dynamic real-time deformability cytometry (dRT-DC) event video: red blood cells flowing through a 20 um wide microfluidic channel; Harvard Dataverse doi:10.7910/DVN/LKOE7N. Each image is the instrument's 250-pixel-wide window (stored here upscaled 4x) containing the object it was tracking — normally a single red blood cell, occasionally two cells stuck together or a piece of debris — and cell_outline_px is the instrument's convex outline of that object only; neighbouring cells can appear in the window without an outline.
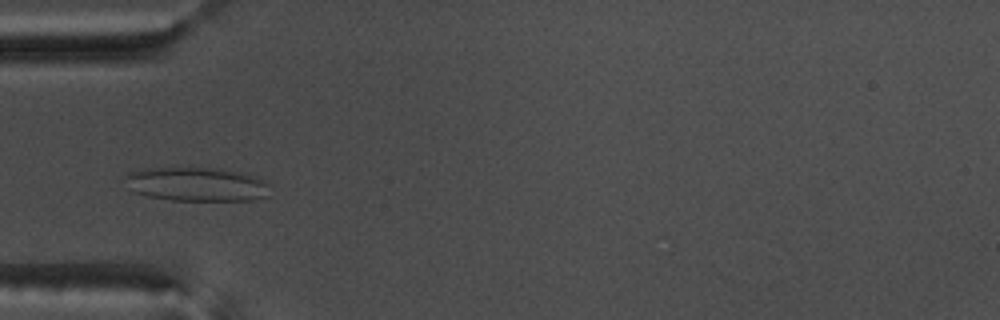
{"species": "common noctule bat (a hibernating species)", "species_latin": "Nyctalus noctula", "temperature_condition": "warm", "stored_images_in_passage": 51, "camera_frame_rate_fps": 3000, "um_per_image_px": 0.085, "animal": {"sex": "male", "body_mass_g": 17.5, "forearm_length_mm": 52.3}, "frame": {"image": 1, "passage_image": 14, "time_ms": 4.333, "image_size_px": [1000, 320], "cell_outline_px": [[272, 196], [256, 200], [172, 200], [148, 196], [132, 192], [128, 188], [124, 176], [128, 172], [144, 168], [220, 168], [240, 172], [256, 176], [272, 184]], "centroid_in_image_um": [16.79, 15.66], "position_along_channel_um": 68.2, "area_um2": 29.36}}
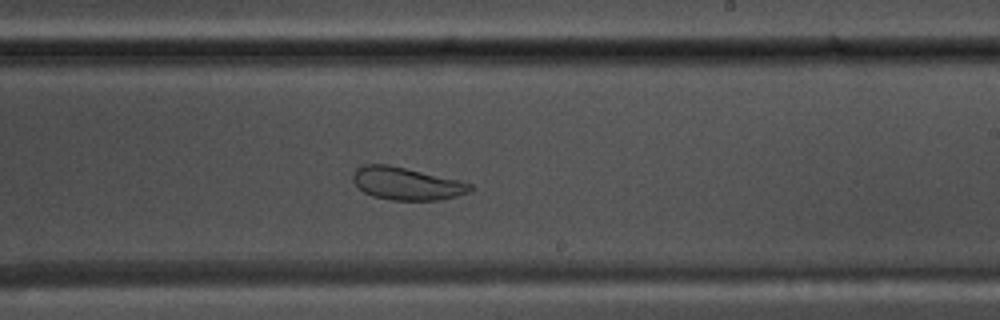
{"frame": {"image": 2, "passage_image": 29, "time_ms": 9.333, "image_size_px": [1000, 320], "cell_outline_px": [[472, 192], [440, 200], [392, 200], [372, 196], [364, 192], [352, 180], [352, 172], [356, 168], [364, 164], [388, 164], [460, 180], [472, 184]], "centroid_in_image_um": [34.56, 15.6], "position_along_channel_um": 254.4, "area_um2": 22.43}}
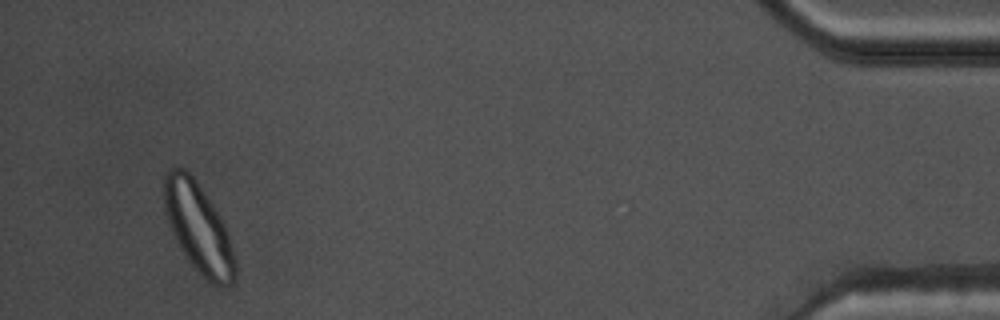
{"frame": {"image": 3, "passage_image": 48, "time_ms": 15.667, "image_size_px": [1000, 320], "cell_outline_px": [[236, 276], [228, 284], [212, 284], [188, 260], [180, 248], [168, 220], [164, 208], [164, 172], [168, 168], [184, 168], [192, 176], [224, 220], [236, 260]], "centroid_in_image_um": [16.87, 19.33], "position_along_channel_um": 418.3, "area_um2": 36.47}, "authors_computed_cell_mechanics": {"area_um2": 29.478, "velocity_mm_per_s": 3.7373, "shape_relaxation_time_tau1_ms": 11.0665, "shape_relaxation_time_tau2_ms": 1.0988, "deformation_change_tau1": 0.2227, "deformation_change_tau2": 0.0627}}